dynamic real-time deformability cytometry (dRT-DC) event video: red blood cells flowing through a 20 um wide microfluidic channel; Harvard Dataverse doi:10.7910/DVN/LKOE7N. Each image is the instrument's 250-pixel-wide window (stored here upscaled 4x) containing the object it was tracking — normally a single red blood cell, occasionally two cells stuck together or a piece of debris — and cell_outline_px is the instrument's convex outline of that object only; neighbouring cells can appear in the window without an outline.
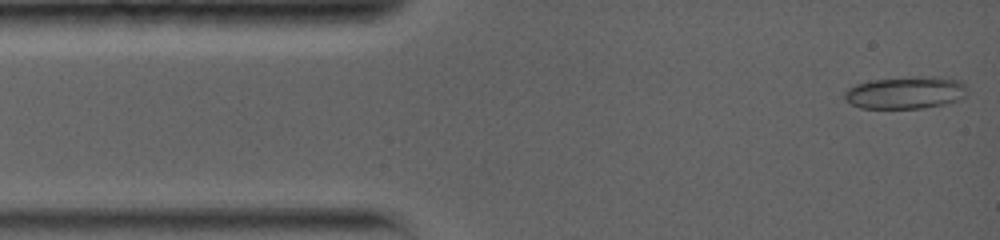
{"species": "common noctule bat (a hibernating species)", "species_latin": "Nyctalus noctula", "temperature_condition": "warm", "stored_images_in_passage": 59, "camera_frame_rate_fps": 5000, "um_per_image_px": 0.085, "animal": {"sex": "female", "body_mass_g": 19.0, "forearm_length_mm": 56.7}, "frame": {"image": 1, "passage_image": 1, "time_ms": 0.0, "image_size_px": [1000, 240], "cell_outline_px": [[968, 92], [964, 96], [956, 100], [944, 104], [924, 108], [860, 108], [844, 100], [844, 92], [848, 88], [856, 84], [872, 80], [920, 76], [940, 76], [960, 80], [968, 88]], "centroid_in_image_um": [76.99, 7.86], "position_along_channel_um": 8.0, "area_um2": 23.29}}
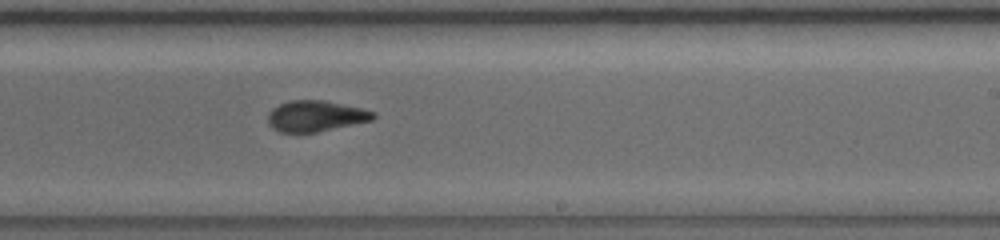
{"frame": {"image": 2, "passage_image": 26, "time_ms": 8.4, "image_size_px": [1000, 240], "cell_outline_px": [[376, 116], [372, 120], [316, 132], [280, 132], [272, 128], [268, 124], [268, 112], [272, 108], [280, 104], [292, 100], [324, 100], [360, 108], [376, 112]], "centroid_in_image_um": [26.8, 9.86], "position_along_channel_um": 262.2, "area_um2": 18.84}}
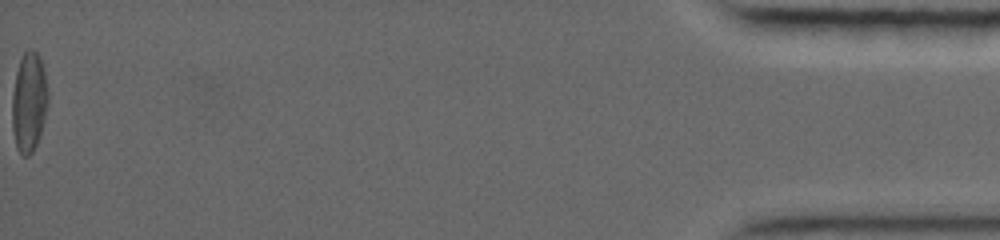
{"frame": {"image": 3, "passage_image": 59, "time_ms": 16.6, "image_size_px": [1000, 240], "cell_outline_px": [[48, 104], [40, 136], [32, 152], [28, 156], [24, 156], [16, 148], [12, 132], [12, 96], [16, 72], [20, 60], [24, 52], [28, 48], [32, 48], [40, 56], [44, 72], [48, 92]], "centroid_in_image_um": [2.46, 8.68], "position_along_channel_um": 432.7, "area_um2": 21.04}, "authors_computed_cell_mechanics": {"area_um2": 19.652, "velocity_mm_per_s": 3.847, "shape_relaxation_time_tau1_ms": null, "shape_relaxation_time_tau2_ms": 2.7137, "deformation_change_tau1": null, "deformation_change_tau2": 0.0695}}